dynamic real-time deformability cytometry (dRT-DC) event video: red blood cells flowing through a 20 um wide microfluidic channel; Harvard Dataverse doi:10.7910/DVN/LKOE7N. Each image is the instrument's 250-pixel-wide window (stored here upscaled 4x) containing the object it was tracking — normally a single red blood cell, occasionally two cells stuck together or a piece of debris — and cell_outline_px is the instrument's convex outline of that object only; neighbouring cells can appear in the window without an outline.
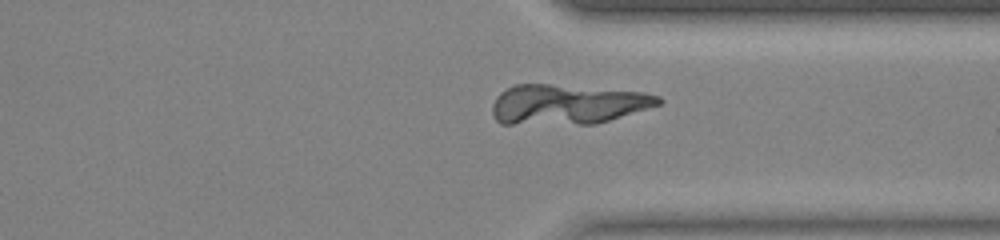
{"species": "common noctule bat (a hibernating species)", "species_latin": "Nyctalus noctula", "temperature_condition": "warm", "stored_images_in_passage": 43, "segment_of_instrument_passage": [2, 3], "camera_frame_rate_fps": 3000, "um_per_image_px": 0.085, "animal": {"sex": "female", "body_mass_g": 23.0, "forearm_length_mm": 53.4}, "frame": {"image": 1, "passage_image": 32, "time_ms": 10.333, "image_size_px": [1000, 240], "cell_outline_px": [[660, 100], [656, 104], [604, 120], [576, 120], [572, 116], [592, 96], [616, 92], [624, 92], [652, 96]], "centroid_in_image_um": [52.11, 8.98], "position_along_channel_um": 359.3, "area_um2": 11.1}}